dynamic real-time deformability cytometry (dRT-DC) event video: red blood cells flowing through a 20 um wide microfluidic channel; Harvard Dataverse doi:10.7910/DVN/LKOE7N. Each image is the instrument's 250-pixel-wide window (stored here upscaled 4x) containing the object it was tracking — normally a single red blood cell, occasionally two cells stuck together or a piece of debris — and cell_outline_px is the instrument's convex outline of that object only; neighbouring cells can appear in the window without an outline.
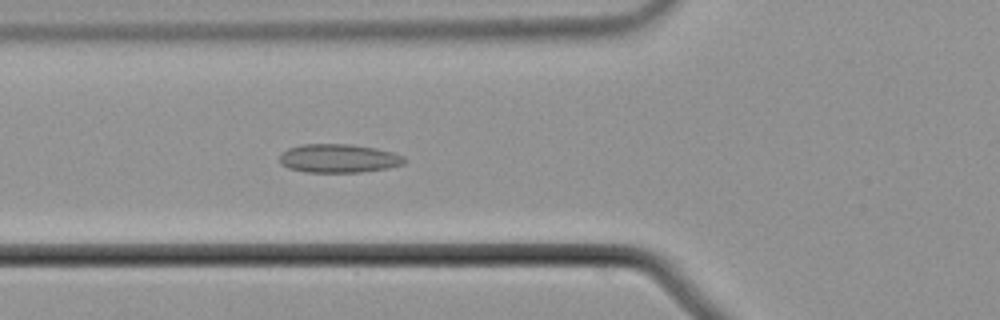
{"species": "common noctule bat (a hibernating species)", "species_latin": "Nyctalus noctula", "temperature_condition": "cold", "stored_images_in_passage": 56, "camera_frame_rate_fps": 3000, "um_per_image_px": 0.085, "animal": {"sex": "male", "body_mass_g": 21.5, "forearm_length_mm": 52.0}, "frame": {"image": 1, "passage_image": 21, "time_ms": 6.667, "image_size_px": [1000, 320], "cell_outline_px": [[408, 160], [404, 164], [388, 168], [360, 172], [304, 172], [288, 168], [280, 164], [280, 152], [288, 148], [300, 144], [352, 144], [376, 148], [392, 152], [404, 156]], "centroid_in_image_um": [28.78, 13.46], "position_along_channel_um": 97.0, "area_um2": 21.1}}
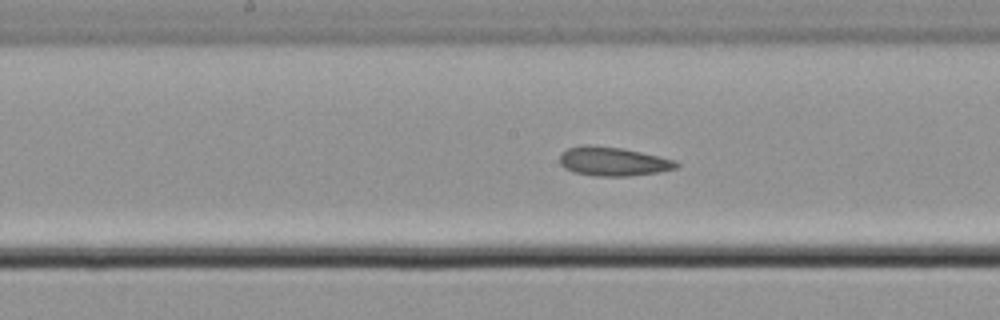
{"frame": {"image": 2, "passage_image": 29, "time_ms": 9.333, "image_size_px": [1000, 320], "cell_outline_px": [[680, 164], [676, 168], [656, 172], [628, 176], [596, 176], [572, 172], [564, 168], [560, 164], [560, 152], [568, 148], [580, 144], [588, 144], [624, 148], [672, 160]], "centroid_in_image_um": [52.01, 13.71], "position_along_channel_um": 196.2, "area_um2": 19.65}}
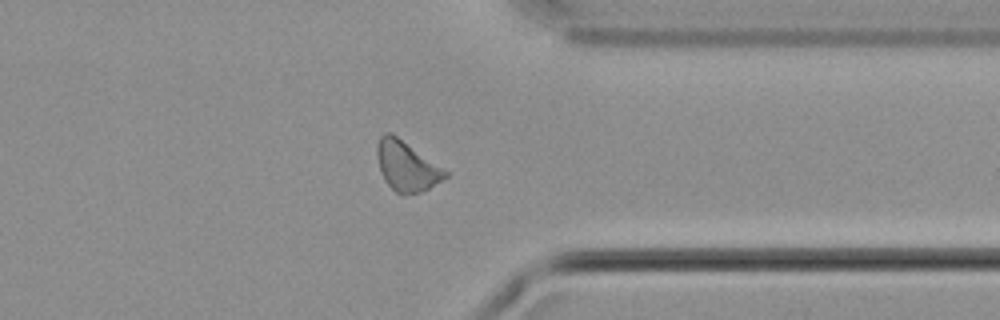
{"frame": {"image": 3, "passage_image": 44, "time_ms": 14.333, "image_size_px": [1000, 320], "cell_outline_px": [[448, 176], [444, 180], [420, 192], [404, 196], [396, 192], [384, 180], [380, 172], [376, 156], [376, 144], [380, 136], [384, 132], [392, 132], [448, 172]], "centroid_in_image_um": [34.52, 14.11], "position_along_channel_um": 376.9, "area_um2": 19.94}, "authors_computed_cell_mechanics": {"area_um2": 20.0566, "velocity_mm_per_s": 3.7059, "shape_relaxation_time_tau1_ms": 7.0345, "shape_relaxation_time_tau2_ms": 1.6243, "deformation_change_tau1": 0.0795, "deformation_change_tau2": 0.0872}}